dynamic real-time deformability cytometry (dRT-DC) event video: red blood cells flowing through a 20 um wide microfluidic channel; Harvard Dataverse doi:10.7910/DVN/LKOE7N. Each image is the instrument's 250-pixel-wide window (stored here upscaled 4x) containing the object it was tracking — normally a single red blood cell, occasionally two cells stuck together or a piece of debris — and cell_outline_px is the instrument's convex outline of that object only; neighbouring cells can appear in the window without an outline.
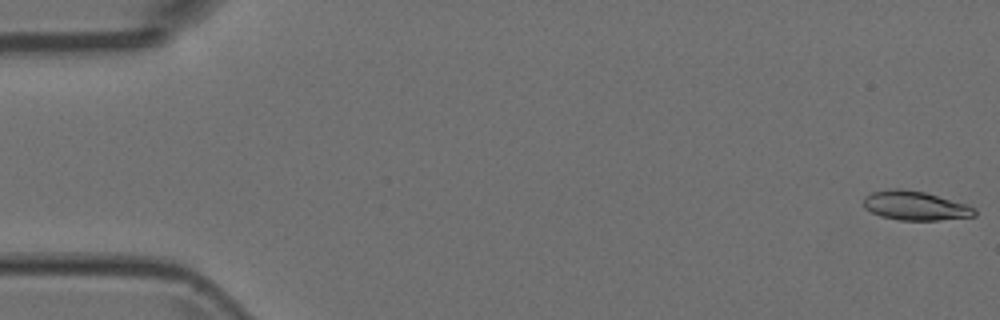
{"species": "Egyptian fruit bat (a non-hibernating species)", "species_latin": "Rousettus aegyptiacus", "temperature_condition": "room temperature", "stored_images_in_passage": 5, "camera_frame_rate_fps": 3000, "um_per_image_px": 0.085, "animal": {"sex": "female"}, "frame": {"image": 1, "passage_image": 1, "time_ms": 0.0, "image_size_px": [1000, 320], "cell_outline_px": [[976, 216], [940, 220], [900, 220], [880, 216], [864, 208], [864, 196], [872, 192], [892, 188], [896, 188], [924, 192], [968, 204], [976, 208]], "centroid_in_image_um": [77.81, 17.49], "position_along_channel_um": 7.2, "area_um2": 18.9}}
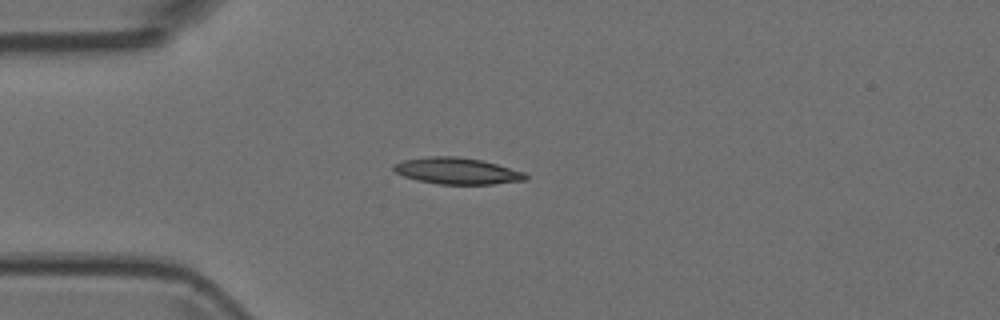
{"frame": {"image": 2, "passage_image": 5, "time_ms": 1.333, "image_size_px": [1000, 320], "cell_outline_px": [[528, 180], [492, 184], [440, 184], [416, 180], [404, 176], [396, 172], [392, 168], [392, 164], [404, 160], [428, 156], [456, 156], [480, 160], [496, 164], [524, 172], [528, 176]], "centroid_in_image_um": [38.84, 14.53], "position_along_channel_um": 46.2, "area_um2": 20.29}}